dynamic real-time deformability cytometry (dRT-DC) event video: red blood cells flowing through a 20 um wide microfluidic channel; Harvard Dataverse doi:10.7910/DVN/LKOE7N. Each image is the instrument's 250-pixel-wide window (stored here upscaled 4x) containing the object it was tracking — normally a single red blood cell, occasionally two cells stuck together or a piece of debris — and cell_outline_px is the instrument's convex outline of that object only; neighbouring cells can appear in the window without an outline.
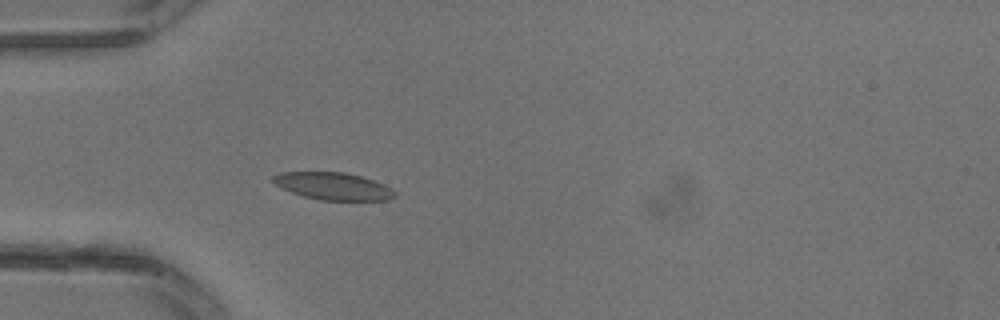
{"species": "common noctule bat (a hibernating species)", "species_latin": "Nyctalus noctula", "temperature_condition": "warm", "stored_images_in_passage": 21, "camera_frame_rate_fps": 3000, "um_per_image_px": 0.085, "animal": {"sex": "male", "body_mass_g": 13.3}, "frame": {"image": 1, "passage_image": 3, "time_ms": 0.667, "image_size_px": [1000, 320], "cell_outline_px": [[396, 196], [388, 200], [320, 200], [304, 196], [292, 192], [276, 184], [272, 180], [272, 176], [280, 172], [344, 172], [360, 176], [384, 184], [392, 188], [396, 192]], "centroid_in_image_um": [28.35, 15.82], "position_along_channel_um": 56.6, "area_um2": 19.25}}
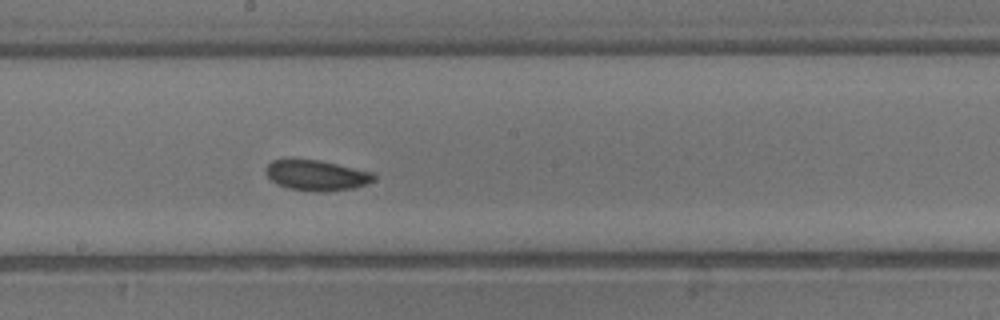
{"frame": {"image": 2, "passage_image": 11, "time_ms": 3.333, "image_size_px": [1000, 320], "cell_outline_px": [[376, 180], [368, 184], [352, 188], [324, 192], [320, 192], [288, 188], [276, 184], [264, 172], [264, 168], [272, 160], [320, 160], [372, 172], [376, 176]], "centroid_in_image_um": [26.92, 14.91], "position_along_channel_um": 221.3, "area_um2": 19.13}}
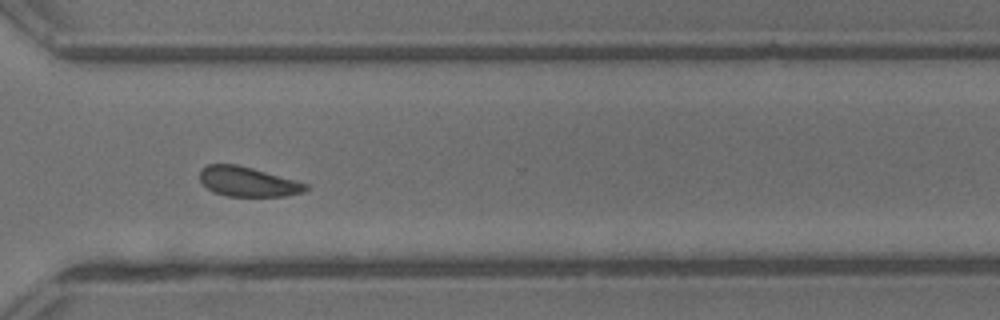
{"frame": {"image": 3, "passage_image": 17, "time_ms": 5.333, "image_size_px": [1000, 320], "cell_outline_px": [[312, 188], [304, 192], [284, 196], [228, 196], [216, 192], [208, 188], [200, 180], [200, 172], [208, 164], [236, 164], [252, 168], [308, 184]], "centroid_in_image_um": [21.11, 15.45], "position_along_channel_um": 349.5, "area_um2": 18.09}}